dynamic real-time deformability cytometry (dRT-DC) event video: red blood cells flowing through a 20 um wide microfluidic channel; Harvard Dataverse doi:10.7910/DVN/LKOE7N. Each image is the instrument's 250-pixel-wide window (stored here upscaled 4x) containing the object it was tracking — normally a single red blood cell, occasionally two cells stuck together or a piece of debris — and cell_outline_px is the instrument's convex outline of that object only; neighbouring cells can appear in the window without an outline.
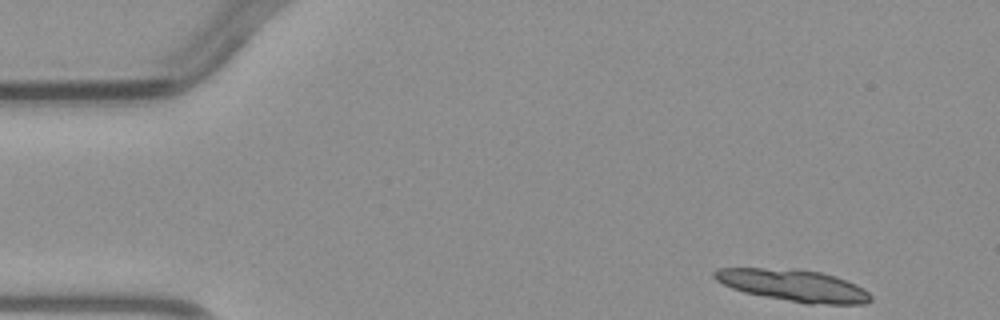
{"species": "common noctule bat (a hibernating species)", "species_latin": "Nyctalus noctula", "temperature_condition": "warm", "stored_images_in_passage": 3, "camera_frame_rate_fps": 3000, "um_per_image_px": 0.085, "animal": {"sex": "male", "body_mass_g": 23.1, "forearm_length_mm": 52.7}, "frame": {"image": 1, "passage_image": 1, "time_ms": 0.0, "image_size_px": [1000, 320], "cell_outline_px": [[872, 300], [864, 304], [804, 304], [744, 292], [732, 288], [716, 280], [712, 276], [712, 272], [716, 268], [796, 268], [820, 272], [836, 276], [856, 284], [864, 288], [872, 296]], "centroid_in_image_um": [67.46, 24.26], "position_along_channel_um": 17.5, "area_um2": 29.36}}